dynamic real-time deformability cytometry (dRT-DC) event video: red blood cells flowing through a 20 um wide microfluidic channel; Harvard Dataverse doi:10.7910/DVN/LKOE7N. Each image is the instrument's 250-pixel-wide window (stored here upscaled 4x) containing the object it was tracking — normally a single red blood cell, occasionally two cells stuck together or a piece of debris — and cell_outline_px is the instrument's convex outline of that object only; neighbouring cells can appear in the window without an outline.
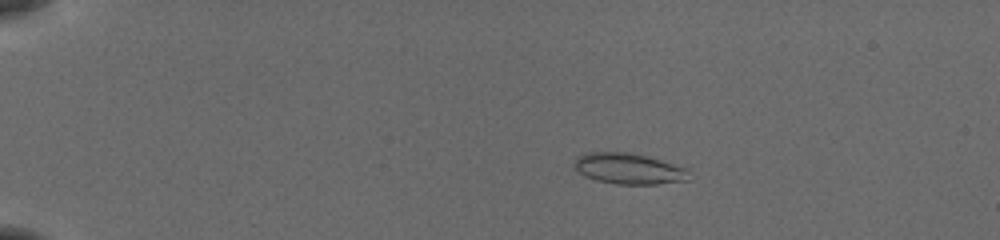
{"species": "common noctule bat (a hibernating species)", "species_latin": "Nyctalus noctula", "temperature_condition": "cold", "stored_images_in_passage": 44, "camera_frame_rate_fps": 3000, "um_per_image_px": 0.085, "animal": {"sex": "female", "body_mass_g": 19.5, "forearm_length_mm": 54.1}, "frame": {"image": 1, "passage_image": 1, "time_ms": 0.0, "image_size_px": [1000, 240], "cell_outline_px": [[688, 180], [656, 184], [616, 184], [596, 180], [584, 176], [572, 168], [572, 164], [576, 156], [588, 152], [624, 152], [648, 156], [688, 168]], "centroid_in_image_um": [53.38, 14.33], "position_along_channel_um": 31.6, "area_um2": 20.87}}
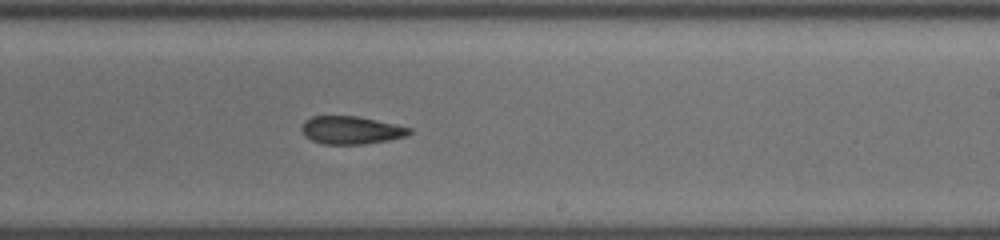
{"frame": {"image": 2, "passage_image": 25, "time_ms": 8.0, "image_size_px": [1000, 240], "cell_outline_px": [[412, 132], [408, 136], [388, 140], [364, 144], [324, 144], [312, 140], [304, 136], [300, 128], [304, 120], [312, 116], [356, 116], [376, 120], [412, 128]], "centroid_in_image_um": [29.83, 11.06], "position_along_channel_um": 259.2, "area_um2": 17.57}}
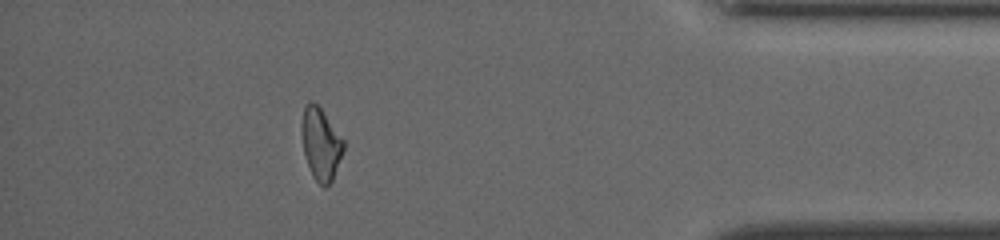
{"frame": {"image": 3, "passage_image": 39, "time_ms": 12.667, "image_size_px": [1000, 240], "cell_outline_px": [[344, 148], [332, 180], [324, 188], [312, 176], [304, 152], [304, 104], [308, 100], [312, 100], [320, 108], [344, 140]], "centroid_in_image_um": [27.3, 12.25], "position_along_channel_um": 407.9, "area_um2": 16.76}, "authors_computed_cell_mechanics": {"area_um2": 18.1781, "velocity_mm_per_s": 3.9186, "shape_relaxation_time_tau1_ms": 4.1331, "shape_relaxation_time_tau2_ms": 6.5544, "deformation_change_tau1": 0.1182, "deformation_change_tau2": 0.1561}}